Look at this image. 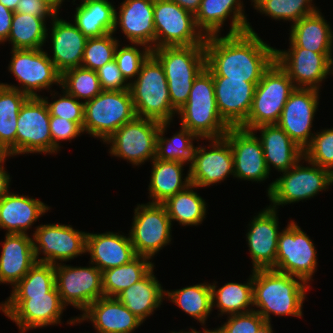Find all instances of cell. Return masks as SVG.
I'll use <instances>...</instances> for the list:
<instances>
[{
	"label": "cell",
	"mask_w": 333,
	"mask_h": 333,
	"mask_svg": "<svg viewBox=\"0 0 333 333\" xmlns=\"http://www.w3.org/2000/svg\"><path fill=\"white\" fill-rule=\"evenodd\" d=\"M204 47L206 68L213 77L259 82L275 61V49L250 31L207 36Z\"/></svg>",
	"instance_id": "6da1fadb"
},
{
	"label": "cell",
	"mask_w": 333,
	"mask_h": 333,
	"mask_svg": "<svg viewBox=\"0 0 333 333\" xmlns=\"http://www.w3.org/2000/svg\"><path fill=\"white\" fill-rule=\"evenodd\" d=\"M309 288L301 278L289 274L273 269L253 270V307L260 308L255 311L267 322H271V314L300 318Z\"/></svg>",
	"instance_id": "7a4b0ae2"
},
{
	"label": "cell",
	"mask_w": 333,
	"mask_h": 333,
	"mask_svg": "<svg viewBox=\"0 0 333 333\" xmlns=\"http://www.w3.org/2000/svg\"><path fill=\"white\" fill-rule=\"evenodd\" d=\"M181 126L199 139L223 138L230 126L221 118L212 73L205 67L194 79L188 101L177 111Z\"/></svg>",
	"instance_id": "3957f363"
},
{
	"label": "cell",
	"mask_w": 333,
	"mask_h": 333,
	"mask_svg": "<svg viewBox=\"0 0 333 333\" xmlns=\"http://www.w3.org/2000/svg\"><path fill=\"white\" fill-rule=\"evenodd\" d=\"M134 79L128 83L136 117L171 122L177 111L171 105L164 68L152 53Z\"/></svg>",
	"instance_id": "277c9868"
},
{
	"label": "cell",
	"mask_w": 333,
	"mask_h": 333,
	"mask_svg": "<svg viewBox=\"0 0 333 333\" xmlns=\"http://www.w3.org/2000/svg\"><path fill=\"white\" fill-rule=\"evenodd\" d=\"M162 64L172 107L178 111L189 98L194 79L206 67L204 45L165 46L152 49Z\"/></svg>",
	"instance_id": "5b68a950"
},
{
	"label": "cell",
	"mask_w": 333,
	"mask_h": 333,
	"mask_svg": "<svg viewBox=\"0 0 333 333\" xmlns=\"http://www.w3.org/2000/svg\"><path fill=\"white\" fill-rule=\"evenodd\" d=\"M295 88L288 74L274 61L256 85L250 112L240 128L252 131L261 125L277 124Z\"/></svg>",
	"instance_id": "8992f818"
},
{
	"label": "cell",
	"mask_w": 333,
	"mask_h": 333,
	"mask_svg": "<svg viewBox=\"0 0 333 333\" xmlns=\"http://www.w3.org/2000/svg\"><path fill=\"white\" fill-rule=\"evenodd\" d=\"M135 117L130 89L103 90L92 100L84 102L82 130L104 143L118 128Z\"/></svg>",
	"instance_id": "52a82bcc"
},
{
	"label": "cell",
	"mask_w": 333,
	"mask_h": 333,
	"mask_svg": "<svg viewBox=\"0 0 333 333\" xmlns=\"http://www.w3.org/2000/svg\"><path fill=\"white\" fill-rule=\"evenodd\" d=\"M300 161L269 185L270 207L276 209L280 205L310 199L333 184V174L329 170L310 162L311 166L304 167Z\"/></svg>",
	"instance_id": "ba28073f"
},
{
	"label": "cell",
	"mask_w": 333,
	"mask_h": 333,
	"mask_svg": "<svg viewBox=\"0 0 333 333\" xmlns=\"http://www.w3.org/2000/svg\"><path fill=\"white\" fill-rule=\"evenodd\" d=\"M64 307L56 285L44 294L10 295L0 304V310L17 324L20 333L60 324Z\"/></svg>",
	"instance_id": "9c48e42d"
},
{
	"label": "cell",
	"mask_w": 333,
	"mask_h": 333,
	"mask_svg": "<svg viewBox=\"0 0 333 333\" xmlns=\"http://www.w3.org/2000/svg\"><path fill=\"white\" fill-rule=\"evenodd\" d=\"M155 48L204 45L195 16L171 0H154Z\"/></svg>",
	"instance_id": "30bf717a"
},
{
	"label": "cell",
	"mask_w": 333,
	"mask_h": 333,
	"mask_svg": "<svg viewBox=\"0 0 333 333\" xmlns=\"http://www.w3.org/2000/svg\"><path fill=\"white\" fill-rule=\"evenodd\" d=\"M281 231L273 270L301 278L309 284L317 269V250L314 243L294 220Z\"/></svg>",
	"instance_id": "8fae6325"
},
{
	"label": "cell",
	"mask_w": 333,
	"mask_h": 333,
	"mask_svg": "<svg viewBox=\"0 0 333 333\" xmlns=\"http://www.w3.org/2000/svg\"><path fill=\"white\" fill-rule=\"evenodd\" d=\"M160 122L135 117L132 121L118 128L106 141L109 153L120 157L132 165H141L147 160H154Z\"/></svg>",
	"instance_id": "7c38bea8"
},
{
	"label": "cell",
	"mask_w": 333,
	"mask_h": 333,
	"mask_svg": "<svg viewBox=\"0 0 333 333\" xmlns=\"http://www.w3.org/2000/svg\"><path fill=\"white\" fill-rule=\"evenodd\" d=\"M8 65L21 86L0 83L17 89L28 97H41L36 93L41 89H50L52 84L60 85L61 74L56 70L48 53L42 49H12ZM21 87V88H20Z\"/></svg>",
	"instance_id": "4fadbf2b"
},
{
	"label": "cell",
	"mask_w": 333,
	"mask_h": 333,
	"mask_svg": "<svg viewBox=\"0 0 333 333\" xmlns=\"http://www.w3.org/2000/svg\"><path fill=\"white\" fill-rule=\"evenodd\" d=\"M172 223L163 204H139L129 236L137 256L149 259L171 242Z\"/></svg>",
	"instance_id": "5bb4252c"
},
{
	"label": "cell",
	"mask_w": 333,
	"mask_h": 333,
	"mask_svg": "<svg viewBox=\"0 0 333 333\" xmlns=\"http://www.w3.org/2000/svg\"><path fill=\"white\" fill-rule=\"evenodd\" d=\"M50 112L42 97H29L21 106L16 132V155L53 154L49 128Z\"/></svg>",
	"instance_id": "9a60e30c"
},
{
	"label": "cell",
	"mask_w": 333,
	"mask_h": 333,
	"mask_svg": "<svg viewBox=\"0 0 333 333\" xmlns=\"http://www.w3.org/2000/svg\"><path fill=\"white\" fill-rule=\"evenodd\" d=\"M91 265L89 267H73L64 263L54 265L55 285L65 306L70 304L83 312L91 303L104 296L102 271Z\"/></svg>",
	"instance_id": "2e32d148"
},
{
	"label": "cell",
	"mask_w": 333,
	"mask_h": 333,
	"mask_svg": "<svg viewBox=\"0 0 333 333\" xmlns=\"http://www.w3.org/2000/svg\"><path fill=\"white\" fill-rule=\"evenodd\" d=\"M33 247L37 262L57 265L86 253V232L71 225L46 224L36 227ZM44 257H39L40 254ZM58 261V262H57Z\"/></svg>",
	"instance_id": "e0dca14e"
},
{
	"label": "cell",
	"mask_w": 333,
	"mask_h": 333,
	"mask_svg": "<svg viewBox=\"0 0 333 333\" xmlns=\"http://www.w3.org/2000/svg\"><path fill=\"white\" fill-rule=\"evenodd\" d=\"M275 61L288 74L296 88L319 90L320 83L333 74L332 54L304 48L275 49Z\"/></svg>",
	"instance_id": "ac0fdd59"
},
{
	"label": "cell",
	"mask_w": 333,
	"mask_h": 333,
	"mask_svg": "<svg viewBox=\"0 0 333 333\" xmlns=\"http://www.w3.org/2000/svg\"><path fill=\"white\" fill-rule=\"evenodd\" d=\"M319 90L295 88L285 103L277 125L303 150L311 143L312 122L319 104Z\"/></svg>",
	"instance_id": "d6986e66"
},
{
	"label": "cell",
	"mask_w": 333,
	"mask_h": 333,
	"mask_svg": "<svg viewBox=\"0 0 333 333\" xmlns=\"http://www.w3.org/2000/svg\"><path fill=\"white\" fill-rule=\"evenodd\" d=\"M210 141V150L195 147L192 164L189 163L191 184L198 188L221 183L230 174L234 177V158L229 142L224 137Z\"/></svg>",
	"instance_id": "ffe728a7"
},
{
	"label": "cell",
	"mask_w": 333,
	"mask_h": 333,
	"mask_svg": "<svg viewBox=\"0 0 333 333\" xmlns=\"http://www.w3.org/2000/svg\"><path fill=\"white\" fill-rule=\"evenodd\" d=\"M224 138L229 142L234 158V177L262 182L269 177L261 142L255 131L230 127Z\"/></svg>",
	"instance_id": "44dd1931"
},
{
	"label": "cell",
	"mask_w": 333,
	"mask_h": 333,
	"mask_svg": "<svg viewBox=\"0 0 333 333\" xmlns=\"http://www.w3.org/2000/svg\"><path fill=\"white\" fill-rule=\"evenodd\" d=\"M277 209L266 207L249 223L246 234L253 269H274L280 232Z\"/></svg>",
	"instance_id": "7402d4cb"
},
{
	"label": "cell",
	"mask_w": 333,
	"mask_h": 333,
	"mask_svg": "<svg viewBox=\"0 0 333 333\" xmlns=\"http://www.w3.org/2000/svg\"><path fill=\"white\" fill-rule=\"evenodd\" d=\"M216 105L221 118L230 127H240L252 106L255 87L259 82L213 77Z\"/></svg>",
	"instance_id": "603a6c76"
},
{
	"label": "cell",
	"mask_w": 333,
	"mask_h": 333,
	"mask_svg": "<svg viewBox=\"0 0 333 333\" xmlns=\"http://www.w3.org/2000/svg\"><path fill=\"white\" fill-rule=\"evenodd\" d=\"M83 320L91 321L100 333H132L143 323L116 297L105 296L91 303L83 315L71 318L68 324H80Z\"/></svg>",
	"instance_id": "cb8c5ba5"
},
{
	"label": "cell",
	"mask_w": 333,
	"mask_h": 333,
	"mask_svg": "<svg viewBox=\"0 0 333 333\" xmlns=\"http://www.w3.org/2000/svg\"><path fill=\"white\" fill-rule=\"evenodd\" d=\"M241 0H202L195 15L196 27L205 37L220 34L227 17L232 18L227 34H239L246 31L256 33L244 13Z\"/></svg>",
	"instance_id": "d4e9b609"
},
{
	"label": "cell",
	"mask_w": 333,
	"mask_h": 333,
	"mask_svg": "<svg viewBox=\"0 0 333 333\" xmlns=\"http://www.w3.org/2000/svg\"><path fill=\"white\" fill-rule=\"evenodd\" d=\"M154 0H125L115 10V28L120 26L130 43L155 49ZM119 14V15H118Z\"/></svg>",
	"instance_id": "484cf974"
},
{
	"label": "cell",
	"mask_w": 333,
	"mask_h": 333,
	"mask_svg": "<svg viewBox=\"0 0 333 333\" xmlns=\"http://www.w3.org/2000/svg\"><path fill=\"white\" fill-rule=\"evenodd\" d=\"M51 48L56 70L62 74L66 70L81 67L87 37L75 24L59 19L58 15L52 19Z\"/></svg>",
	"instance_id": "4316f807"
},
{
	"label": "cell",
	"mask_w": 333,
	"mask_h": 333,
	"mask_svg": "<svg viewBox=\"0 0 333 333\" xmlns=\"http://www.w3.org/2000/svg\"><path fill=\"white\" fill-rule=\"evenodd\" d=\"M120 233H87L86 252L90 254V263L100 271L130 263L137 257L130 236Z\"/></svg>",
	"instance_id": "83f0119b"
},
{
	"label": "cell",
	"mask_w": 333,
	"mask_h": 333,
	"mask_svg": "<svg viewBox=\"0 0 333 333\" xmlns=\"http://www.w3.org/2000/svg\"><path fill=\"white\" fill-rule=\"evenodd\" d=\"M36 262L33 238L27 234H6L0 255V283L14 287Z\"/></svg>",
	"instance_id": "f1b7e54d"
},
{
	"label": "cell",
	"mask_w": 333,
	"mask_h": 333,
	"mask_svg": "<svg viewBox=\"0 0 333 333\" xmlns=\"http://www.w3.org/2000/svg\"><path fill=\"white\" fill-rule=\"evenodd\" d=\"M260 131L259 138L267 168L271 165L280 172L292 168L299 160H303L304 150L277 124L261 125L252 131Z\"/></svg>",
	"instance_id": "f546056e"
},
{
	"label": "cell",
	"mask_w": 333,
	"mask_h": 333,
	"mask_svg": "<svg viewBox=\"0 0 333 333\" xmlns=\"http://www.w3.org/2000/svg\"><path fill=\"white\" fill-rule=\"evenodd\" d=\"M48 210L50 207L38 199L8 193L0 200V228L6 229V234H27Z\"/></svg>",
	"instance_id": "4dcf8cb0"
},
{
	"label": "cell",
	"mask_w": 333,
	"mask_h": 333,
	"mask_svg": "<svg viewBox=\"0 0 333 333\" xmlns=\"http://www.w3.org/2000/svg\"><path fill=\"white\" fill-rule=\"evenodd\" d=\"M324 18L317 10L291 25L290 48H304L320 54H332L333 32L331 25Z\"/></svg>",
	"instance_id": "1f68e13d"
},
{
	"label": "cell",
	"mask_w": 333,
	"mask_h": 333,
	"mask_svg": "<svg viewBox=\"0 0 333 333\" xmlns=\"http://www.w3.org/2000/svg\"><path fill=\"white\" fill-rule=\"evenodd\" d=\"M153 270L116 296L142 322L160 307L165 296V290Z\"/></svg>",
	"instance_id": "d6a6232c"
},
{
	"label": "cell",
	"mask_w": 333,
	"mask_h": 333,
	"mask_svg": "<svg viewBox=\"0 0 333 333\" xmlns=\"http://www.w3.org/2000/svg\"><path fill=\"white\" fill-rule=\"evenodd\" d=\"M149 183L150 203H164L168 198L184 190L191 184L190 170L183 179V166L180 161H163L154 159ZM184 180V181H183Z\"/></svg>",
	"instance_id": "836d02e7"
},
{
	"label": "cell",
	"mask_w": 333,
	"mask_h": 333,
	"mask_svg": "<svg viewBox=\"0 0 333 333\" xmlns=\"http://www.w3.org/2000/svg\"><path fill=\"white\" fill-rule=\"evenodd\" d=\"M116 7L108 0L81 3L75 9L74 24L87 37L114 32Z\"/></svg>",
	"instance_id": "e575fe53"
},
{
	"label": "cell",
	"mask_w": 333,
	"mask_h": 333,
	"mask_svg": "<svg viewBox=\"0 0 333 333\" xmlns=\"http://www.w3.org/2000/svg\"><path fill=\"white\" fill-rule=\"evenodd\" d=\"M28 98L19 90L0 84V147L8 158L16 155L18 114Z\"/></svg>",
	"instance_id": "d590c367"
},
{
	"label": "cell",
	"mask_w": 333,
	"mask_h": 333,
	"mask_svg": "<svg viewBox=\"0 0 333 333\" xmlns=\"http://www.w3.org/2000/svg\"><path fill=\"white\" fill-rule=\"evenodd\" d=\"M247 283L228 282L217 288L215 283L211 287V300L213 307L218 308L220 314H239L254 310L253 306V270Z\"/></svg>",
	"instance_id": "8d00e7d4"
},
{
	"label": "cell",
	"mask_w": 333,
	"mask_h": 333,
	"mask_svg": "<svg viewBox=\"0 0 333 333\" xmlns=\"http://www.w3.org/2000/svg\"><path fill=\"white\" fill-rule=\"evenodd\" d=\"M195 188L198 187L190 184L184 190L162 203L171 223L172 221H177L183 226L202 224L203 219L206 217L207 203L197 192L193 191Z\"/></svg>",
	"instance_id": "74e56055"
},
{
	"label": "cell",
	"mask_w": 333,
	"mask_h": 333,
	"mask_svg": "<svg viewBox=\"0 0 333 333\" xmlns=\"http://www.w3.org/2000/svg\"><path fill=\"white\" fill-rule=\"evenodd\" d=\"M151 259L137 256L130 263L102 271V286L105 297H116L132 284L139 282L153 268Z\"/></svg>",
	"instance_id": "f35d334b"
},
{
	"label": "cell",
	"mask_w": 333,
	"mask_h": 333,
	"mask_svg": "<svg viewBox=\"0 0 333 333\" xmlns=\"http://www.w3.org/2000/svg\"><path fill=\"white\" fill-rule=\"evenodd\" d=\"M46 18L14 12L8 36L12 49H42L48 38Z\"/></svg>",
	"instance_id": "ab89813d"
},
{
	"label": "cell",
	"mask_w": 333,
	"mask_h": 333,
	"mask_svg": "<svg viewBox=\"0 0 333 333\" xmlns=\"http://www.w3.org/2000/svg\"><path fill=\"white\" fill-rule=\"evenodd\" d=\"M211 284L200 283L182 289L165 291L164 298H168L185 313L204 325L212 311ZM168 296V297H167Z\"/></svg>",
	"instance_id": "60d3db41"
},
{
	"label": "cell",
	"mask_w": 333,
	"mask_h": 333,
	"mask_svg": "<svg viewBox=\"0 0 333 333\" xmlns=\"http://www.w3.org/2000/svg\"><path fill=\"white\" fill-rule=\"evenodd\" d=\"M169 125L170 122H160L155 158L163 161H180L185 164L190 162L192 164L195 149L193 141L195 139L199 140V138L182 126L172 138H164Z\"/></svg>",
	"instance_id": "b9f144b4"
},
{
	"label": "cell",
	"mask_w": 333,
	"mask_h": 333,
	"mask_svg": "<svg viewBox=\"0 0 333 333\" xmlns=\"http://www.w3.org/2000/svg\"><path fill=\"white\" fill-rule=\"evenodd\" d=\"M252 2L260 13L275 20L292 22V25L318 10L314 4H311L312 0H252Z\"/></svg>",
	"instance_id": "7bdbcfd3"
},
{
	"label": "cell",
	"mask_w": 333,
	"mask_h": 333,
	"mask_svg": "<svg viewBox=\"0 0 333 333\" xmlns=\"http://www.w3.org/2000/svg\"><path fill=\"white\" fill-rule=\"evenodd\" d=\"M60 87L76 99L92 100L103 90L97 72L83 67L66 70L61 74Z\"/></svg>",
	"instance_id": "ee69618b"
},
{
	"label": "cell",
	"mask_w": 333,
	"mask_h": 333,
	"mask_svg": "<svg viewBox=\"0 0 333 333\" xmlns=\"http://www.w3.org/2000/svg\"><path fill=\"white\" fill-rule=\"evenodd\" d=\"M55 286L54 265L36 262L13 287L11 295H38L48 293Z\"/></svg>",
	"instance_id": "f6af8a7d"
},
{
	"label": "cell",
	"mask_w": 333,
	"mask_h": 333,
	"mask_svg": "<svg viewBox=\"0 0 333 333\" xmlns=\"http://www.w3.org/2000/svg\"><path fill=\"white\" fill-rule=\"evenodd\" d=\"M114 33H108L101 37L88 38L81 67L96 71L106 63L114 60L115 50L119 42L113 37Z\"/></svg>",
	"instance_id": "bcb514c9"
},
{
	"label": "cell",
	"mask_w": 333,
	"mask_h": 333,
	"mask_svg": "<svg viewBox=\"0 0 333 333\" xmlns=\"http://www.w3.org/2000/svg\"><path fill=\"white\" fill-rule=\"evenodd\" d=\"M303 159L333 174V128L313 135L311 143L304 149Z\"/></svg>",
	"instance_id": "7dc6e473"
},
{
	"label": "cell",
	"mask_w": 333,
	"mask_h": 333,
	"mask_svg": "<svg viewBox=\"0 0 333 333\" xmlns=\"http://www.w3.org/2000/svg\"><path fill=\"white\" fill-rule=\"evenodd\" d=\"M119 45L120 44L116 47L114 59L117 62L123 78L127 82L129 79L137 77L143 62L152 53V50L148 46L140 43H133V46L126 45L122 48ZM137 45L142 46L143 50L141 51L136 48L135 46Z\"/></svg>",
	"instance_id": "c3c4849f"
},
{
	"label": "cell",
	"mask_w": 333,
	"mask_h": 333,
	"mask_svg": "<svg viewBox=\"0 0 333 333\" xmlns=\"http://www.w3.org/2000/svg\"><path fill=\"white\" fill-rule=\"evenodd\" d=\"M63 96L48 102V97L43 98L49 108L50 116H58L76 122L81 128L84 123V102L78 101L74 96L63 90Z\"/></svg>",
	"instance_id": "681fc988"
},
{
	"label": "cell",
	"mask_w": 333,
	"mask_h": 333,
	"mask_svg": "<svg viewBox=\"0 0 333 333\" xmlns=\"http://www.w3.org/2000/svg\"><path fill=\"white\" fill-rule=\"evenodd\" d=\"M228 321L217 328V333H256L265 319L255 310L232 314Z\"/></svg>",
	"instance_id": "f907efd6"
},
{
	"label": "cell",
	"mask_w": 333,
	"mask_h": 333,
	"mask_svg": "<svg viewBox=\"0 0 333 333\" xmlns=\"http://www.w3.org/2000/svg\"><path fill=\"white\" fill-rule=\"evenodd\" d=\"M49 128L52 137L53 153H57L60 150L59 141H71L83 133L82 128L76 122L58 116H50Z\"/></svg>",
	"instance_id": "816d5d0a"
},
{
	"label": "cell",
	"mask_w": 333,
	"mask_h": 333,
	"mask_svg": "<svg viewBox=\"0 0 333 333\" xmlns=\"http://www.w3.org/2000/svg\"><path fill=\"white\" fill-rule=\"evenodd\" d=\"M102 90H127L129 83L123 78L116 60H112L96 70Z\"/></svg>",
	"instance_id": "f5cc1de1"
},
{
	"label": "cell",
	"mask_w": 333,
	"mask_h": 333,
	"mask_svg": "<svg viewBox=\"0 0 333 333\" xmlns=\"http://www.w3.org/2000/svg\"><path fill=\"white\" fill-rule=\"evenodd\" d=\"M19 13L29 14L40 18L55 17L57 12L42 0H20L16 5V11Z\"/></svg>",
	"instance_id": "db71d44e"
},
{
	"label": "cell",
	"mask_w": 333,
	"mask_h": 333,
	"mask_svg": "<svg viewBox=\"0 0 333 333\" xmlns=\"http://www.w3.org/2000/svg\"><path fill=\"white\" fill-rule=\"evenodd\" d=\"M13 15V11L0 3V44L8 39Z\"/></svg>",
	"instance_id": "11a10c76"
},
{
	"label": "cell",
	"mask_w": 333,
	"mask_h": 333,
	"mask_svg": "<svg viewBox=\"0 0 333 333\" xmlns=\"http://www.w3.org/2000/svg\"><path fill=\"white\" fill-rule=\"evenodd\" d=\"M6 158L0 163V200L9 193L10 175L4 170L3 163Z\"/></svg>",
	"instance_id": "9f6ffc18"
},
{
	"label": "cell",
	"mask_w": 333,
	"mask_h": 333,
	"mask_svg": "<svg viewBox=\"0 0 333 333\" xmlns=\"http://www.w3.org/2000/svg\"><path fill=\"white\" fill-rule=\"evenodd\" d=\"M194 16L199 11L202 0H171Z\"/></svg>",
	"instance_id": "6f0895ef"
},
{
	"label": "cell",
	"mask_w": 333,
	"mask_h": 333,
	"mask_svg": "<svg viewBox=\"0 0 333 333\" xmlns=\"http://www.w3.org/2000/svg\"><path fill=\"white\" fill-rule=\"evenodd\" d=\"M20 0H0V3L3 4L5 7L10 9L11 11H16V5Z\"/></svg>",
	"instance_id": "680465c9"
},
{
	"label": "cell",
	"mask_w": 333,
	"mask_h": 333,
	"mask_svg": "<svg viewBox=\"0 0 333 333\" xmlns=\"http://www.w3.org/2000/svg\"><path fill=\"white\" fill-rule=\"evenodd\" d=\"M256 333H273L271 322L265 321Z\"/></svg>",
	"instance_id": "91938a15"
},
{
	"label": "cell",
	"mask_w": 333,
	"mask_h": 333,
	"mask_svg": "<svg viewBox=\"0 0 333 333\" xmlns=\"http://www.w3.org/2000/svg\"><path fill=\"white\" fill-rule=\"evenodd\" d=\"M42 1L47 2L59 14V9L64 0H42Z\"/></svg>",
	"instance_id": "94428289"
},
{
	"label": "cell",
	"mask_w": 333,
	"mask_h": 333,
	"mask_svg": "<svg viewBox=\"0 0 333 333\" xmlns=\"http://www.w3.org/2000/svg\"><path fill=\"white\" fill-rule=\"evenodd\" d=\"M217 331H216V329H214V330H208V329H204L203 328V332L202 333H216ZM171 333H201V331L200 332H198V331H196L195 329H193V328H191V331L189 330L188 332L186 331V332H184V331H179V332H177V331H172Z\"/></svg>",
	"instance_id": "6125c7cd"
},
{
	"label": "cell",
	"mask_w": 333,
	"mask_h": 333,
	"mask_svg": "<svg viewBox=\"0 0 333 333\" xmlns=\"http://www.w3.org/2000/svg\"><path fill=\"white\" fill-rule=\"evenodd\" d=\"M8 157L7 153L0 147V163Z\"/></svg>",
	"instance_id": "be15d7a7"
},
{
	"label": "cell",
	"mask_w": 333,
	"mask_h": 333,
	"mask_svg": "<svg viewBox=\"0 0 333 333\" xmlns=\"http://www.w3.org/2000/svg\"><path fill=\"white\" fill-rule=\"evenodd\" d=\"M89 1H96V0H81V3H86V2H89Z\"/></svg>",
	"instance_id": "e7e4bbea"
}]
</instances>
